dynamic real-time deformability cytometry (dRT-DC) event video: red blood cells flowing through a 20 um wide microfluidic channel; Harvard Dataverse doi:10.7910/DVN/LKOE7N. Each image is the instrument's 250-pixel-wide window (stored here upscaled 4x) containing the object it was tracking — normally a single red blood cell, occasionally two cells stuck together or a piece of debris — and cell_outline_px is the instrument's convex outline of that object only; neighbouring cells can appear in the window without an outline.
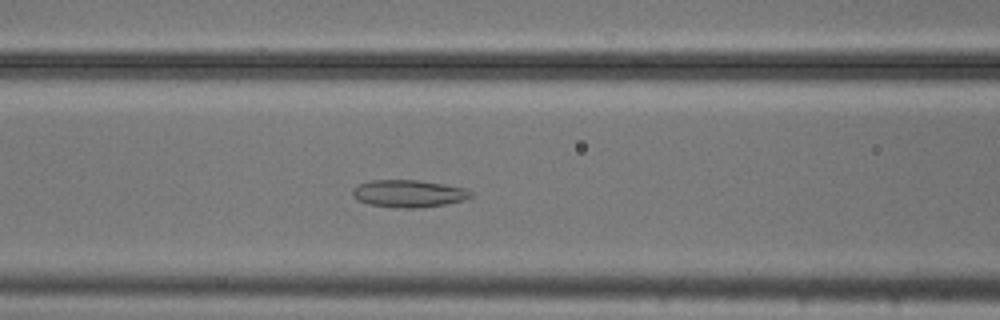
{"species": "common noctule bat (a hibernating species)", "species_latin": "Nyctalus noctula", "temperature_condition": "cold", "stored_images_in_passage": 53, "camera_frame_rate_fps": 3000, "um_per_image_px": 0.085, "animal": {"sex": "male", "body_mass_g": 20.5, "forearm_length_mm": 52.5}, "frame": {"image": 1, "passage_image": 21, "time_ms": 6.667, "image_size_px": [1000, 320], "cell_outline_px": [[476, 192], [472, 196], [464, 200], [444, 204], [420, 208], [404, 208], [368, 204], [352, 196], [352, 188], [360, 184], [372, 180], [416, 180], [444, 184], [468, 188]], "centroid_in_image_um": [34.79, 16.45], "position_along_channel_um": 131.8, "area_um2": 18.9}}
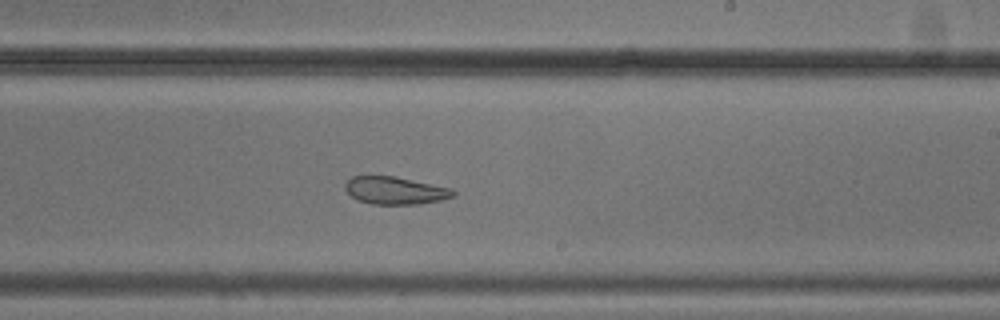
{"frame": {"image": 2, "passage_image": 31, "time_ms": 10.0, "image_size_px": [1000, 320], "cell_outline_px": [[456, 196], [440, 200], [420, 204], [372, 204], [356, 200], [344, 188], [344, 184], [352, 176], [396, 176], [452, 188], [456, 192]], "centroid_in_image_um": [33.61, 16.19], "position_along_channel_um": 255.4, "area_um2": 17.51}}
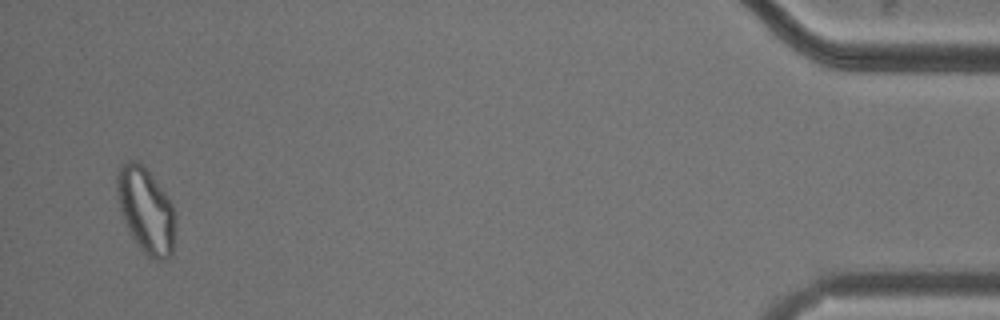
{"frame": {"image": 3, "passage_image": 51, "time_ms": 16.667, "image_size_px": [1000, 320], "cell_outline_px": [[176, 228], [172, 252], [164, 260], [156, 260], [148, 256], [140, 248], [132, 236], [120, 212], [116, 184], [116, 172], [120, 164], [128, 160], [140, 160], [144, 164], [164, 192], [172, 204], [176, 216]], "centroid_in_image_um": [12.4, 17.82], "position_along_channel_um": 422.8, "area_um2": 29.36}, "authors_computed_cell_mechanics": {"area_um2": 24.5072, "velocity_mm_per_s": 3.7167, "shape_relaxation_time_tau1_ms": null, "shape_relaxation_time_tau2_ms": 3.3652, "deformation_change_tau1": null, "deformation_change_tau2": 0.0999}}